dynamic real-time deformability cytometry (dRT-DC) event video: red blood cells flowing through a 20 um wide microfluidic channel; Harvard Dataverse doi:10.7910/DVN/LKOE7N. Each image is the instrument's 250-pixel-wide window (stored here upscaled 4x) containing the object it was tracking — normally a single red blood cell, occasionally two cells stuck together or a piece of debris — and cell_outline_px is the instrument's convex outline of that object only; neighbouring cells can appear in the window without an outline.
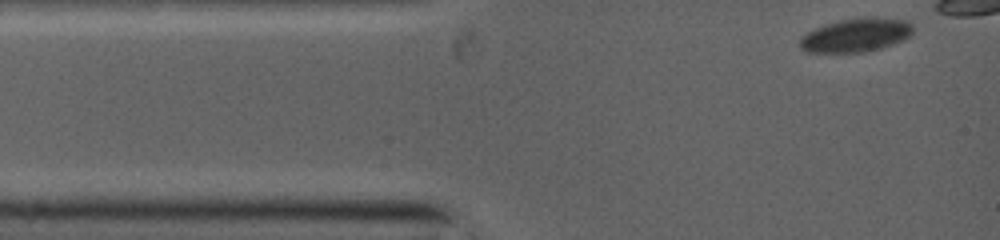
{"species": "common noctule bat (a hibernating species)", "species_latin": "Nyctalus noctula", "temperature_condition": "warm", "stored_images_in_passage": 7, "camera_frame_rate_fps": 5000, "um_per_image_px": 0.085, "animal": {"sex": "female", "body_mass_g": 19.0, "forearm_length_mm": 53.3}, "frame": {"image": 1, "passage_image": 1, "time_ms": 0.0, "image_size_px": [1000, 240], "cell_outline_px": [[912, 32], [908, 36], [900, 40], [880, 48], [860, 52], [808, 52], [800, 48], [800, 40], [808, 32], [816, 28], [828, 24], [848, 20], [904, 20], [912, 24]], "centroid_in_image_um": [72.7, 3.04], "position_along_channel_um": 12.3, "area_um2": 20.58}}
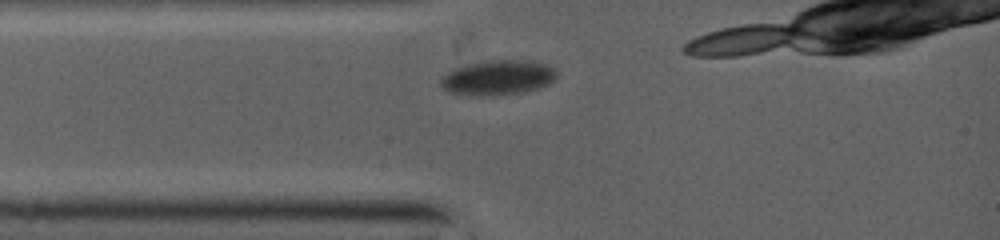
{"frame": {"image": 2, "passage_image": 4, "time_ms": 2.0, "image_size_px": [1000, 240], "cell_outline_px": [[556, 76], [548, 84], [536, 88], [520, 92], [452, 92], [444, 88], [440, 84], [440, 80], [448, 72], [456, 68], [480, 60], [512, 60], [540, 64], [552, 68], [556, 72]], "centroid_in_image_um": [42.3, 6.53], "position_along_channel_um": 42.7, "area_um2": 21.68}}